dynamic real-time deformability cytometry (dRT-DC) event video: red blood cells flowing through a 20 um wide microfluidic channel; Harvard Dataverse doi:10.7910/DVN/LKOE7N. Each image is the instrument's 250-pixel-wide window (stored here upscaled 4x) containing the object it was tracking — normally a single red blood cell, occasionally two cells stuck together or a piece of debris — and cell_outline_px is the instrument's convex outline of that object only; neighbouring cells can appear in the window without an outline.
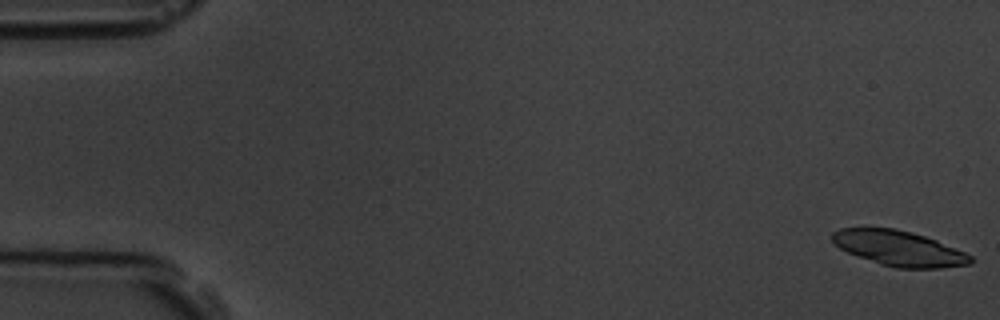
{"species": "common noctule bat (a hibernating species)", "species_latin": "Nyctalus noctula", "temperature_condition": "room temperature", "stored_images_in_passage": 6, "camera_frame_rate_fps": 3000, "um_per_image_px": 0.085, "animal": {"sex": "male", "body_mass_g": 19.5, "forearm_length_mm": 54.6}, "frame": {"image": 1, "passage_image": 1, "time_ms": 0.0, "image_size_px": [1000, 320], "cell_outline_px": [[972, 264], [940, 268], [896, 268], [880, 264], [848, 252], [840, 248], [832, 240], [832, 232], [840, 228], [896, 228], [912, 232], [936, 240], [964, 252], [972, 256]], "centroid_in_image_um": [76.42, 21.11], "position_along_channel_um": 8.6, "area_um2": 28.15}}